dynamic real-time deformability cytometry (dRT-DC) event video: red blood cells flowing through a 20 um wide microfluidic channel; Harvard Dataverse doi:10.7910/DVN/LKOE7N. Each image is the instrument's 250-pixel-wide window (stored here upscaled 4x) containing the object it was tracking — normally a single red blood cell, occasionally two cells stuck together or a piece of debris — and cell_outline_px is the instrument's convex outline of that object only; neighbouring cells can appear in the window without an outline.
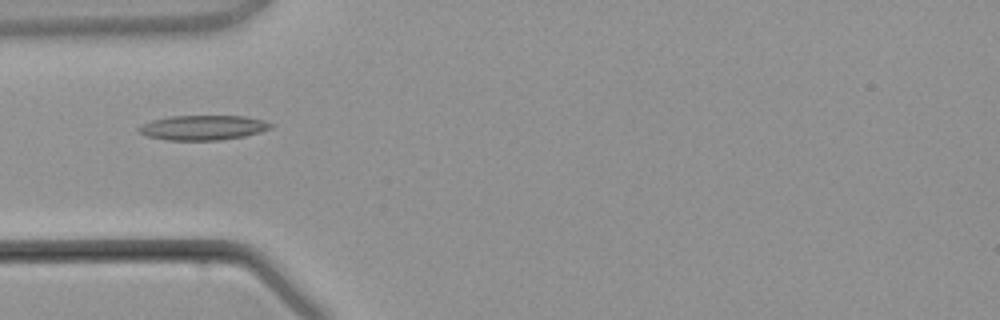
{"species": "common noctule bat (a hibernating species)", "species_latin": "Nyctalus noctula", "temperature_condition": "warm", "stored_images_in_passage": 3, "camera_frame_rate_fps": 3000, "um_per_image_px": 0.085, "animal": {"sex": "male", "body_mass_g": 21.5, "forearm_length_mm": 52.0}, "frame": {"image": 1, "passage_image": 3, "time_ms": 4.0, "image_size_px": [1000, 320], "cell_outline_px": [[276, 124], [272, 128], [260, 132], [244, 136], [220, 140], [168, 140], [148, 136], [136, 132], [136, 128], [152, 120], [168, 116], [244, 116], [264, 120]], "centroid_in_image_um": [17.28, 10.84], "position_along_channel_um": 67.7, "area_um2": 19.19}}